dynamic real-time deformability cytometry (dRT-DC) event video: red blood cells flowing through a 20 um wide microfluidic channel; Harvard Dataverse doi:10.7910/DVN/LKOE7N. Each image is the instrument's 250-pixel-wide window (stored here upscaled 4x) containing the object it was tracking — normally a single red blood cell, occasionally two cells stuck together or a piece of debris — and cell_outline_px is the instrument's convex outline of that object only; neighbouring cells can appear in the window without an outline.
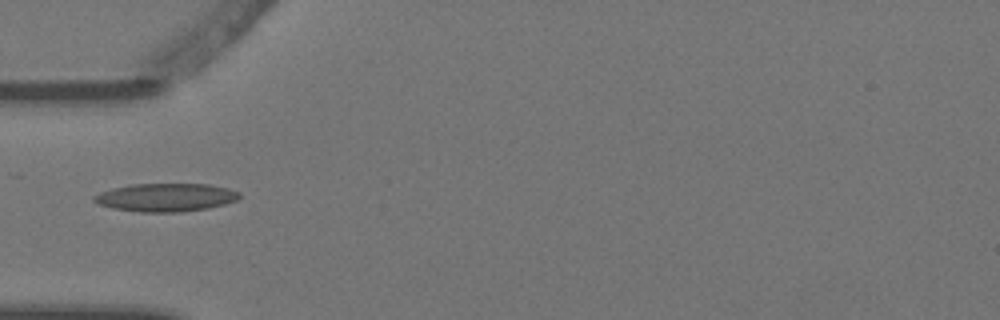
{"species": "Egyptian fruit bat (a non-hibernating species)", "species_latin": "Rousettus aegyptiacus", "temperature_condition": "warm", "stored_images_in_passage": 7, "camera_frame_rate_fps": 3000, "um_per_image_px": 0.085, "animal": {"sex": "female"}, "frame": {"image": 1, "passage_image": 4, "time_ms": 1.0, "image_size_px": [1000, 320], "cell_outline_px": [[240, 196], [236, 200], [224, 204], [208, 208], [180, 212], [136, 212], [112, 208], [100, 204], [92, 200], [92, 196], [100, 192], [112, 188], [132, 184], [208, 184], [228, 188], [240, 192]], "centroid_in_image_um": [14.07, 16.78], "position_along_channel_um": 70.9, "area_um2": 23.93}}
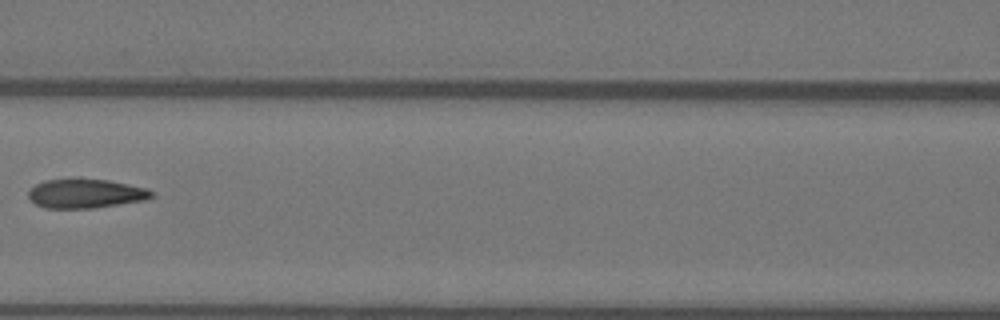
{"frame": {"image": 2, "passage_image": 6, "time_ms": 1.667, "image_size_px": [1000, 320], "cell_outline_px": [[152, 196], [144, 200], [96, 208], [44, 208], [36, 204], [28, 196], [28, 192], [36, 184], [44, 180], [108, 180], [148, 188], [152, 192]], "centroid_in_image_um": [7.28, 16.47], "position_along_channel_um": 159.3, "area_um2": 20.52}}
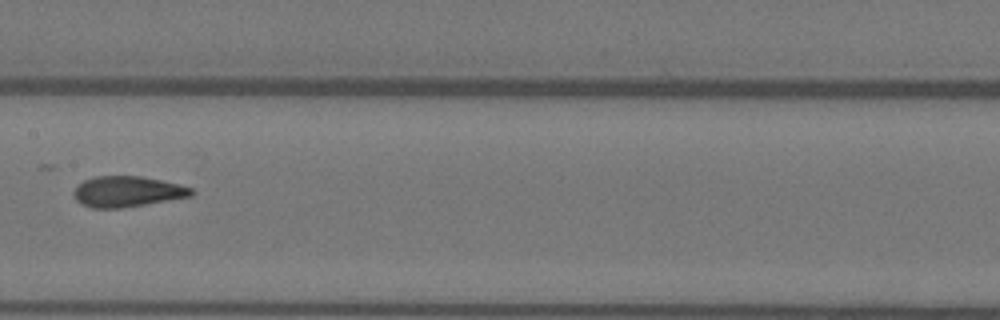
{"frame": {"image": 3, "passage_image": 7, "time_ms": 2.0, "image_size_px": [1000, 320], "cell_outline_px": [[196, 192], [192, 196], [120, 208], [92, 208], [80, 204], [76, 200], [72, 192], [76, 184], [84, 180], [96, 176], [140, 176], [160, 180], [192, 188]], "centroid_in_image_um": [10.76, 16.28], "position_along_channel_um": 196.6, "area_um2": 21.04}}